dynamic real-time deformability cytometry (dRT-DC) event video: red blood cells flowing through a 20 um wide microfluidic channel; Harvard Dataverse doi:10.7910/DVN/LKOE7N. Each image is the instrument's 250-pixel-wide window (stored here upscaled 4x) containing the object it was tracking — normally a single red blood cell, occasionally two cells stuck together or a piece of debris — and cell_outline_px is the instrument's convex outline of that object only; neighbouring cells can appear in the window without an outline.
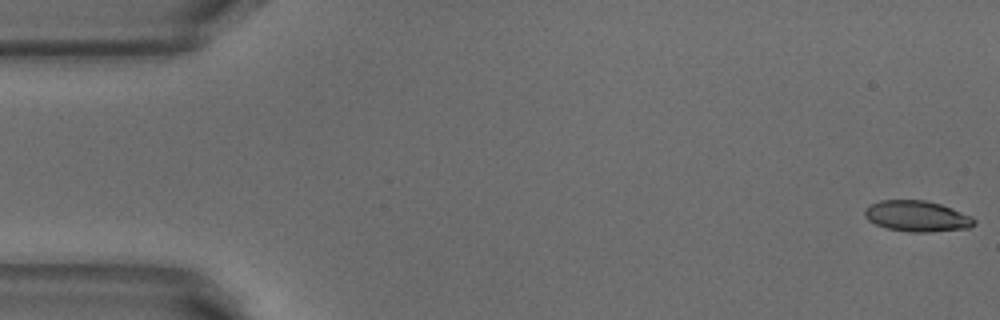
{"species": "common noctule bat (a hibernating species)", "species_latin": "Nyctalus noctula", "temperature_condition": "warm", "stored_images_in_passage": 10, "camera_frame_rate_fps": 3000, "um_per_image_px": 0.085, "animal": {"sex": "male", "body_mass_g": 18.8}, "frame": {"image": 1, "passage_image": 1, "time_ms": 0.0, "image_size_px": [1000, 320], "cell_outline_px": [[976, 224], [968, 228], [932, 232], [908, 232], [888, 228], [876, 224], [868, 220], [864, 216], [864, 208], [868, 204], [880, 200], [924, 200], [940, 204], [952, 208], [972, 216], [976, 220]], "centroid_in_image_um": [77.93, 18.37], "position_along_channel_um": 7.1, "area_um2": 19.88}}